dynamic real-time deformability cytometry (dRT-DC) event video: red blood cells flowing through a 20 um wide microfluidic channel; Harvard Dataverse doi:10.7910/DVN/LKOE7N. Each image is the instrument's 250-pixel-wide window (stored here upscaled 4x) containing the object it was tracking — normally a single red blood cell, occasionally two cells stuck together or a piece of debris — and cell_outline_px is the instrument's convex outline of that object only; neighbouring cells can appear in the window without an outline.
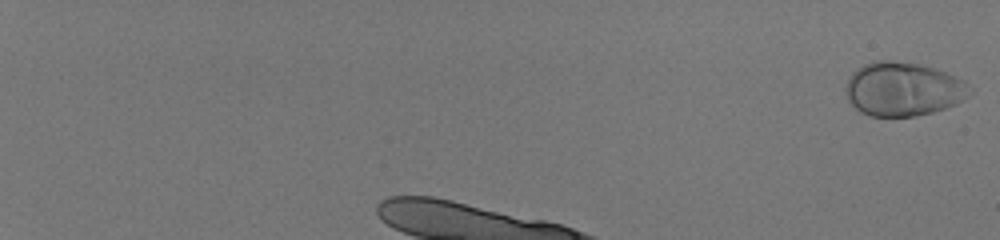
{"species": "human", "species_latin": "Homo sapiens", "temperature_condition": "room temperature", "stored_images_in_passage": 20, "camera_frame_rate_fps": 3000, "um_per_image_px": 0.085, "donor": {"sex": "male"}, "frame": {"image": 1, "passage_image": 1, "time_ms": 0.0, "image_size_px": [1000, 240], "cell_outline_px": [[972, 92], [968, 96], [956, 104], [932, 112], [916, 116], [868, 116], [860, 112], [848, 100], [844, 92], [844, 88], [852, 72], [856, 68], [864, 64], [876, 60], [888, 60], [920, 64], [956, 76]], "centroid_in_image_um": [76.7, 7.58], "position_along_channel_um": 8.3, "area_um2": 38.78}}
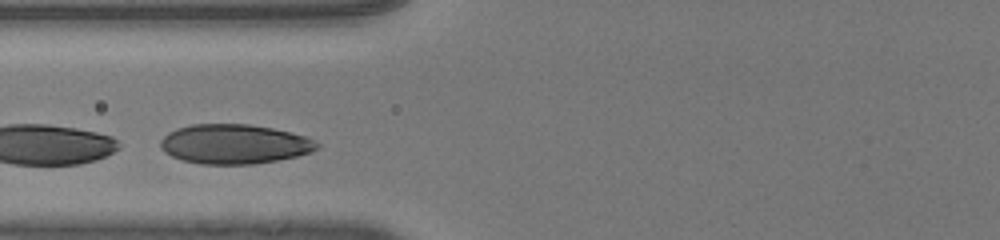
{"frame": {"image": 2, "passage_image": 15, "time_ms": 4.667, "image_size_px": [1000, 240], "cell_outline_px": [[320, 144], [312, 152], [296, 156], [276, 160], [252, 164], [200, 164], [180, 160], [164, 152], [160, 148], [160, 140], [168, 132], [176, 128], [192, 124], [248, 124], [272, 128], [308, 136]], "centroid_in_image_um": [19.89, 12.24], "position_along_channel_um": 105.9, "area_um2": 36.24}}
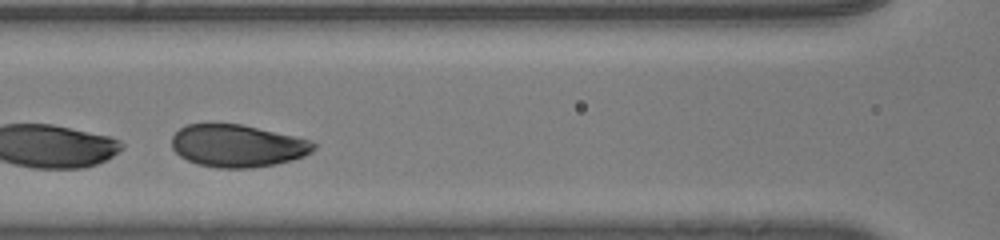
{"frame": {"image": 3, "passage_image": 18, "time_ms": 5.667, "image_size_px": [1000, 240], "cell_outline_px": [[316, 148], [312, 152], [304, 156], [292, 160], [276, 164], [252, 168], [220, 168], [196, 164], [180, 156], [172, 148], [172, 136], [180, 128], [188, 124], [240, 124], [296, 136], [312, 140], [316, 144]], "centroid_in_image_um": [20.21, 12.4], "position_along_channel_um": 146.4, "area_um2": 35.2}}